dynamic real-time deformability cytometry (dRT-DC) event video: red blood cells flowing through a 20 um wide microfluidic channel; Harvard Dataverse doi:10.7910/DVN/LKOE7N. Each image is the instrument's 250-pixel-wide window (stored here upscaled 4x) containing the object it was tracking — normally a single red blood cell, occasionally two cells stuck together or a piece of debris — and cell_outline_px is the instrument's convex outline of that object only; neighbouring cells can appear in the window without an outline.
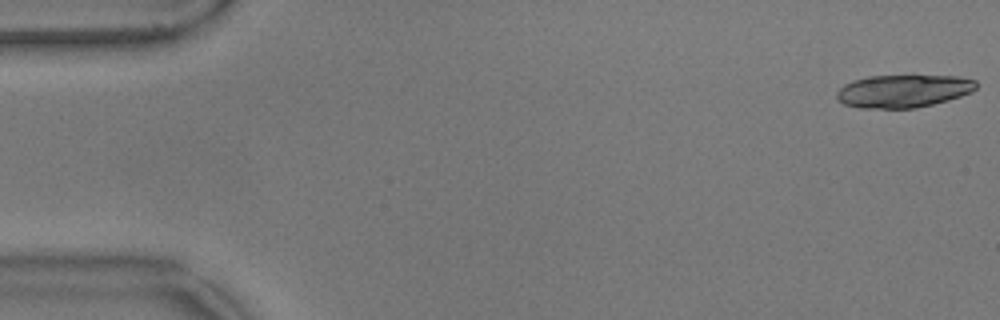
{"species": "common noctule bat (a hibernating species)", "species_latin": "Nyctalus noctula", "temperature_condition": "warm", "stored_images_in_passage": 28, "camera_frame_rate_fps": 3000, "um_per_image_px": 0.085, "animal": {"sex": "male", "body_mass_g": 17.9}, "frame": {"image": 1, "passage_image": 1, "time_ms": 0.0, "image_size_px": [1000, 320], "cell_outline_px": [[976, 88], [972, 92], [960, 96], [932, 104], [916, 108], [860, 108], [844, 104], [836, 96], [836, 92], [844, 84], [868, 76], [960, 76], [976, 80]], "centroid_in_image_um": [76.79, 7.74], "position_along_channel_um": 8.2, "area_um2": 26.47}}
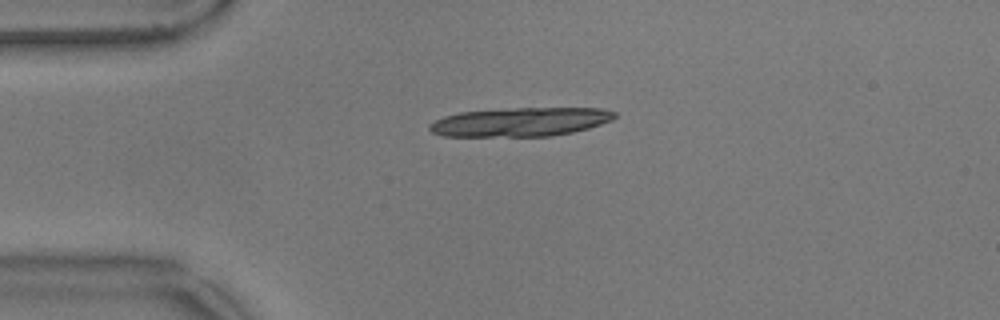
{"frame": {"image": 2, "passage_image": 13, "time_ms": 4.0, "image_size_px": [1000, 320], "cell_outline_px": [[616, 116], [612, 120], [588, 128], [572, 132], [552, 136], [444, 136], [432, 132], [428, 128], [428, 124], [444, 116], [460, 112], [516, 108], [604, 108], [616, 112]], "centroid_in_image_um": [44.24, 10.36], "position_along_channel_um": 40.8, "area_um2": 31.04}}